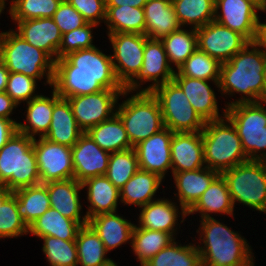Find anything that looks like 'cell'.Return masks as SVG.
Returning <instances> with one entry per match:
<instances>
[{
  "instance_id": "cell-38",
  "label": "cell",
  "mask_w": 266,
  "mask_h": 266,
  "mask_svg": "<svg viewBox=\"0 0 266 266\" xmlns=\"http://www.w3.org/2000/svg\"><path fill=\"white\" fill-rule=\"evenodd\" d=\"M181 27L189 24L197 29L215 18V0H172Z\"/></svg>"
},
{
  "instance_id": "cell-42",
  "label": "cell",
  "mask_w": 266,
  "mask_h": 266,
  "mask_svg": "<svg viewBox=\"0 0 266 266\" xmlns=\"http://www.w3.org/2000/svg\"><path fill=\"white\" fill-rule=\"evenodd\" d=\"M220 70L221 63L218 60L197 48L178 68L177 72L181 76L212 80L219 87Z\"/></svg>"
},
{
  "instance_id": "cell-44",
  "label": "cell",
  "mask_w": 266,
  "mask_h": 266,
  "mask_svg": "<svg viewBox=\"0 0 266 266\" xmlns=\"http://www.w3.org/2000/svg\"><path fill=\"white\" fill-rule=\"evenodd\" d=\"M9 9L11 19L25 21L36 18H52L62 0H12Z\"/></svg>"
},
{
  "instance_id": "cell-53",
  "label": "cell",
  "mask_w": 266,
  "mask_h": 266,
  "mask_svg": "<svg viewBox=\"0 0 266 266\" xmlns=\"http://www.w3.org/2000/svg\"><path fill=\"white\" fill-rule=\"evenodd\" d=\"M106 6H127L143 8L147 0H105Z\"/></svg>"
},
{
  "instance_id": "cell-48",
  "label": "cell",
  "mask_w": 266,
  "mask_h": 266,
  "mask_svg": "<svg viewBox=\"0 0 266 266\" xmlns=\"http://www.w3.org/2000/svg\"><path fill=\"white\" fill-rule=\"evenodd\" d=\"M52 18L62 35L87 23L83 16L68 1L61 2Z\"/></svg>"
},
{
  "instance_id": "cell-56",
  "label": "cell",
  "mask_w": 266,
  "mask_h": 266,
  "mask_svg": "<svg viewBox=\"0 0 266 266\" xmlns=\"http://www.w3.org/2000/svg\"><path fill=\"white\" fill-rule=\"evenodd\" d=\"M101 266H117V265H116V263L113 262V260H110L109 262H107L106 264L101 265Z\"/></svg>"
},
{
  "instance_id": "cell-6",
  "label": "cell",
  "mask_w": 266,
  "mask_h": 266,
  "mask_svg": "<svg viewBox=\"0 0 266 266\" xmlns=\"http://www.w3.org/2000/svg\"><path fill=\"white\" fill-rule=\"evenodd\" d=\"M0 60L12 73H23L36 80L46 74V82L52 86L55 61L45 51L29 44L16 31L1 32Z\"/></svg>"
},
{
  "instance_id": "cell-13",
  "label": "cell",
  "mask_w": 266,
  "mask_h": 266,
  "mask_svg": "<svg viewBox=\"0 0 266 266\" xmlns=\"http://www.w3.org/2000/svg\"><path fill=\"white\" fill-rule=\"evenodd\" d=\"M39 138L37 141L34 137L33 147L41 183L74 178L71 147Z\"/></svg>"
},
{
  "instance_id": "cell-32",
  "label": "cell",
  "mask_w": 266,
  "mask_h": 266,
  "mask_svg": "<svg viewBox=\"0 0 266 266\" xmlns=\"http://www.w3.org/2000/svg\"><path fill=\"white\" fill-rule=\"evenodd\" d=\"M86 133L103 150L110 153L133 148L124 124L116 113L110 119L90 128Z\"/></svg>"
},
{
  "instance_id": "cell-34",
  "label": "cell",
  "mask_w": 266,
  "mask_h": 266,
  "mask_svg": "<svg viewBox=\"0 0 266 266\" xmlns=\"http://www.w3.org/2000/svg\"><path fill=\"white\" fill-rule=\"evenodd\" d=\"M17 198V210L19 216L29 227L37 218L47 211L50 205L47 186L38 184L24 187L13 192Z\"/></svg>"
},
{
  "instance_id": "cell-14",
  "label": "cell",
  "mask_w": 266,
  "mask_h": 266,
  "mask_svg": "<svg viewBox=\"0 0 266 266\" xmlns=\"http://www.w3.org/2000/svg\"><path fill=\"white\" fill-rule=\"evenodd\" d=\"M197 45L221 64L228 62L249 42L243 35L213 20L196 29Z\"/></svg>"
},
{
  "instance_id": "cell-11",
  "label": "cell",
  "mask_w": 266,
  "mask_h": 266,
  "mask_svg": "<svg viewBox=\"0 0 266 266\" xmlns=\"http://www.w3.org/2000/svg\"><path fill=\"white\" fill-rule=\"evenodd\" d=\"M108 36L113 46L111 58L115 76L125 88L140 73L148 37L136 33H111Z\"/></svg>"
},
{
  "instance_id": "cell-39",
  "label": "cell",
  "mask_w": 266,
  "mask_h": 266,
  "mask_svg": "<svg viewBox=\"0 0 266 266\" xmlns=\"http://www.w3.org/2000/svg\"><path fill=\"white\" fill-rule=\"evenodd\" d=\"M28 234V227L19 216L17 198L13 191L0 186V238Z\"/></svg>"
},
{
  "instance_id": "cell-58",
  "label": "cell",
  "mask_w": 266,
  "mask_h": 266,
  "mask_svg": "<svg viewBox=\"0 0 266 266\" xmlns=\"http://www.w3.org/2000/svg\"><path fill=\"white\" fill-rule=\"evenodd\" d=\"M264 74H265V81H266V63H265V71H264Z\"/></svg>"
},
{
  "instance_id": "cell-55",
  "label": "cell",
  "mask_w": 266,
  "mask_h": 266,
  "mask_svg": "<svg viewBox=\"0 0 266 266\" xmlns=\"http://www.w3.org/2000/svg\"><path fill=\"white\" fill-rule=\"evenodd\" d=\"M262 11H266V0H252Z\"/></svg>"
},
{
  "instance_id": "cell-10",
  "label": "cell",
  "mask_w": 266,
  "mask_h": 266,
  "mask_svg": "<svg viewBox=\"0 0 266 266\" xmlns=\"http://www.w3.org/2000/svg\"><path fill=\"white\" fill-rule=\"evenodd\" d=\"M157 98L164 127L172 132H201L205 121L195 111L182 89L170 81L151 91Z\"/></svg>"
},
{
  "instance_id": "cell-30",
  "label": "cell",
  "mask_w": 266,
  "mask_h": 266,
  "mask_svg": "<svg viewBox=\"0 0 266 266\" xmlns=\"http://www.w3.org/2000/svg\"><path fill=\"white\" fill-rule=\"evenodd\" d=\"M81 227L78 222L64 217L50 207L28 227V232L37 237L53 236L69 241L76 240Z\"/></svg>"
},
{
  "instance_id": "cell-27",
  "label": "cell",
  "mask_w": 266,
  "mask_h": 266,
  "mask_svg": "<svg viewBox=\"0 0 266 266\" xmlns=\"http://www.w3.org/2000/svg\"><path fill=\"white\" fill-rule=\"evenodd\" d=\"M88 224L99 235L107 252L132 239L134 224L116 212L98 214L91 217Z\"/></svg>"
},
{
  "instance_id": "cell-28",
  "label": "cell",
  "mask_w": 266,
  "mask_h": 266,
  "mask_svg": "<svg viewBox=\"0 0 266 266\" xmlns=\"http://www.w3.org/2000/svg\"><path fill=\"white\" fill-rule=\"evenodd\" d=\"M60 98L53 89L52 98L38 95L27 102L26 120L28 125L17 123V131L32 138L38 133L40 137H44L49 131L53 106Z\"/></svg>"
},
{
  "instance_id": "cell-18",
  "label": "cell",
  "mask_w": 266,
  "mask_h": 266,
  "mask_svg": "<svg viewBox=\"0 0 266 266\" xmlns=\"http://www.w3.org/2000/svg\"><path fill=\"white\" fill-rule=\"evenodd\" d=\"M71 153L74 179L78 182L106 174L110 152L103 150L87 133L80 136Z\"/></svg>"
},
{
  "instance_id": "cell-37",
  "label": "cell",
  "mask_w": 266,
  "mask_h": 266,
  "mask_svg": "<svg viewBox=\"0 0 266 266\" xmlns=\"http://www.w3.org/2000/svg\"><path fill=\"white\" fill-rule=\"evenodd\" d=\"M78 265L101 266L111 259L105 258L107 251L99 235L89 225L82 226L76 237Z\"/></svg>"
},
{
  "instance_id": "cell-21",
  "label": "cell",
  "mask_w": 266,
  "mask_h": 266,
  "mask_svg": "<svg viewBox=\"0 0 266 266\" xmlns=\"http://www.w3.org/2000/svg\"><path fill=\"white\" fill-rule=\"evenodd\" d=\"M219 174L218 171L208 167L173 173L178 190L177 196L182 210V218L188 215L187 212L195 205Z\"/></svg>"
},
{
  "instance_id": "cell-49",
  "label": "cell",
  "mask_w": 266,
  "mask_h": 266,
  "mask_svg": "<svg viewBox=\"0 0 266 266\" xmlns=\"http://www.w3.org/2000/svg\"><path fill=\"white\" fill-rule=\"evenodd\" d=\"M84 18L87 23L98 25L106 19L105 0H67Z\"/></svg>"
},
{
  "instance_id": "cell-45",
  "label": "cell",
  "mask_w": 266,
  "mask_h": 266,
  "mask_svg": "<svg viewBox=\"0 0 266 266\" xmlns=\"http://www.w3.org/2000/svg\"><path fill=\"white\" fill-rule=\"evenodd\" d=\"M44 240L43 252L51 266H77L78 254L75 240L65 241L53 236L40 237Z\"/></svg>"
},
{
  "instance_id": "cell-50",
  "label": "cell",
  "mask_w": 266,
  "mask_h": 266,
  "mask_svg": "<svg viewBox=\"0 0 266 266\" xmlns=\"http://www.w3.org/2000/svg\"><path fill=\"white\" fill-rule=\"evenodd\" d=\"M17 131V122L12 119L0 118V149Z\"/></svg>"
},
{
  "instance_id": "cell-23",
  "label": "cell",
  "mask_w": 266,
  "mask_h": 266,
  "mask_svg": "<svg viewBox=\"0 0 266 266\" xmlns=\"http://www.w3.org/2000/svg\"><path fill=\"white\" fill-rule=\"evenodd\" d=\"M48 190L50 205L64 217L78 222L81 226L88 224V218L80 217L82 206L79 201V191L83 189L81 182L71 178L62 181L45 183Z\"/></svg>"
},
{
  "instance_id": "cell-9",
  "label": "cell",
  "mask_w": 266,
  "mask_h": 266,
  "mask_svg": "<svg viewBox=\"0 0 266 266\" xmlns=\"http://www.w3.org/2000/svg\"><path fill=\"white\" fill-rule=\"evenodd\" d=\"M236 201L266 213V161L249 160L220 173Z\"/></svg>"
},
{
  "instance_id": "cell-7",
  "label": "cell",
  "mask_w": 266,
  "mask_h": 266,
  "mask_svg": "<svg viewBox=\"0 0 266 266\" xmlns=\"http://www.w3.org/2000/svg\"><path fill=\"white\" fill-rule=\"evenodd\" d=\"M115 113L124 124L132 147L164 128L162 112L152 92H137L124 101Z\"/></svg>"
},
{
  "instance_id": "cell-35",
  "label": "cell",
  "mask_w": 266,
  "mask_h": 266,
  "mask_svg": "<svg viewBox=\"0 0 266 266\" xmlns=\"http://www.w3.org/2000/svg\"><path fill=\"white\" fill-rule=\"evenodd\" d=\"M105 23L111 33H136L145 35L144 9L127 6H106Z\"/></svg>"
},
{
  "instance_id": "cell-36",
  "label": "cell",
  "mask_w": 266,
  "mask_h": 266,
  "mask_svg": "<svg viewBox=\"0 0 266 266\" xmlns=\"http://www.w3.org/2000/svg\"><path fill=\"white\" fill-rule=\"evenodd\" d=\"M175 238L167 232L139 228L134 225L131 246L137 255L141 266L164 249Z\"/></svg>"
},
{
  "instance_id": "cell-16",
  "label": "cell",
  "mask_w": 266,
  "mask_h": 266,
  "mask_svg": "<svg viewBox=\"0 0 266 266\" xmlns=\"http://www.w3.org/2000/svg\"><path fill=\"white\" fill-rule=\"evenodd\" d=\"M256 10L261 9L252 0H215L214 20L254 42L259 22Z\"/></svg>"
},
{
  "instance_id": "cell-46",
  "label": "cell",
  "mask_w": 266,
  "mask_h": 266,
  "mask_svg": "<svg viewBox=\"0 0 266 266\" xmlns=\"http://www.w3.org/2000/svg\"><path fill=\"white\" fill-rule=\"evenodd\" d=\"M97 25L86 23L84 26L74 29L62 35L60 47L58 49V59L67 54L81 49L94 47L92 43L91 29Z\"/></svg>"
},
{
  "instance_id": "cell-25",
  "label": "cell",
  "mask_w": 266,
  "mask_h": 266,
  "mask_svg": "<svg viewBox=\"0 0 266 266\" xmlns=\"http://www.w3.org/2000/svg\"><path fill=\"white\" fill-rule=\"evenodd\" d=\"M143 9L148 38L161 39L181 27L172 0H147Z\"/></svg>"
},
{
  "instance_id": "cell-26",
  "label": "cell",
  "mask_w": 266,
  "mask_h": 266,
  "mask_svg": "<svg viewBox=\"0 0 266 266\" xmlns=\"http://www.w3.org/2000/svg\"><path fill=\"white\" fill-rule=\"evenodd\" d=\"M82 187H88V211L86 217L88 220L98 214L116 212L120 190L105 176H96L84 180Z\"/></svg>"
},
{
  "instance_id": "cell-51",
  "label": "cell",
  "mask_w": 266,
  "mask_h": 266,
  "mask_svg": "<svg viewBox=\"0 0 266 266\" xmlns=\"http://www.w3.org/2000/svg\"><path fill=\"white\" fill-rule=\"evenodd\" d=\"M17 107V103L6 93L0 92V118H9L13 108Z\"/></svg>"
},
{
  "instance_id": "cell-33",
  "label": "cell",
  "mask_w": 266,
  "mask_h": 266,
  "mask_svg": "<svg viewBox=\"0 0 266 266\" xmlns=\"http://www.w3.org/2000/svg\"><path fill=\"white\" fill-rule=\"evenodd\" d=\"M178 206L167 199H158L142 206L139 216V228L164 231L172 236L178 217Z\"/></svg>"
},
{
  "instance_id": "cell-22",
  "label": "cell",
  "mask_w": 266,
  "mask_h": 266,
  "mask_svg": "<svg viewBox=\"0 0 266 266\" xmlns=\"http://www.w3.org/2000/svg\"><path fill=\"white\" fill-rule=\"evenodd\" d=\"M173 81L182 89L190 104L205 121L221 119L214 91L208 80L181 76L175 72Z\"/></svg>"
},
{
  "instance_id": "cell-31",
  "label": "cell",
  "mask_w": 266,
  "mask_h": 266,
  "mask_svg": "<svg viewBox=\"0 0 266 266\" xmlns=\"http://www.w3.org/2000/svg\"><path fill=\"white\" fill-rule=\"evenodd\" d=\"M162 178L157 174L139 169L120 189L121 202L142 207L154 201Z\"/></svg>"
},
{
  "instance_id": "cell-43",
  "label": "cell",
  "mask_w": 266,
  "mask_h": 266,
  "mask_svg": "<svg viewBox=\"0 0 266 266\" xmlns=\"http://www.w3.org/2000/svg\"><path fill=\"white\" fill-rule=\"evenodd\" d=\"M138 170L137 155L131 148L110 154L105 176L120 190Z\"/></svg>"
},
{
  "instance_id": "cell-20",
  "label": "cell",
  "mask_w": 266,
  "mask_h": 266,
  "mask_svg": "<svg viewBox=\"0 0 266 266\" xmlns=\"http://www.w3.org/2000/svg\"><path fill=\"white\" fill-rule=\"evenodd\" d=\"M16 22H18V32H16L18 35L32 46L45 51L54 61L58 59L62 34L53 18L45 17Z\"/></svg>"
},
{
  "instance_id": "cell-59",
  "label": "cell",
  "mask_w": 266,
  "mask_h": 266,
  "mask_svg": "<svg viewBox=\"0 0 266 266\" xmlns=\"http://www.w3.org/2000/svg\"><path fill=\"white\" fill-rule=\"evenodd\" d=\"M2 11H3V9H2L1 6H0V15H1Z\"/></svg>"
},
{
  "instance_id": "cell-4",
  "label": "cell",
  "mask_w": 266,
  "mask_h": 266,
  "mask_svg": "<svg viewBox=\"0 0 266 266\" xmlns=\"http://www.w3.org/2000/svg\"><path fill=\"white\" fill-rule=\"evenodd\" d=\"M34 138L16 131L0 149V185L11 191L41 183Z\"/></svg>"
},
{
  "instance_id": "cell-19",
  "label": "cell",
  "mask_w": 266,
  "mask_h": 266,
  "mask_svg": "<svg viewBox=\"0 0 266 266\" xmlns=\"http://www.w3.org/2000/svg\"><path fill=\"white\" fill-rule=\"evenodd\" d=\"M170 150L172 174L206 167L201 132H173Z\"/></svg>"
},
{
  "instance_id": "cell-54",
  "label": "cell",
  "mask_w": 266,
  "mask_h": 266,
  "mask_svg": "<svg viewBox=\"0 0 266 266\" xmlns=\"http://www.w3.org/2000/svg\"><path fill=\"white\" fill-rule=\"evenodd\" d=\"M9 73L4 63L0 60V92H5Z\"/></svg>"
},
{
  "instance_id": "cell-3",
  "label": "cell",
  "mask_w": 266,
  "mask_h": 266,
  "mask_svg": "<svg viewBox=\"0 0 266 266\" xmlns=\"http://www.w3.org/2000/svg\"><path fill=\"white\" fill-rule=\"evenodd\" d=\"M204 246H197L202 266H254L252 252L238 233L212 218L202 219Z\"/></svg>"
},
{
  "instance_id": "cell-24",
  "label": "cell",
  "mask_w": 266,
  "mask_h": 266,
  "mask_svg": "<svg viewBox=\"0 0 266 266\" xmlns=\"http://www.w3.org/2000/svg\"><path fill=\"white\" fill-rule=\"evenodd\" d=\"M84 132L79 128L67 99L60 98L53 106L49 131L44 136L51 142L73 147Z\"/></svg>"
},
{
  "instance_id": "cell-8",
  "label": "cell",
  "mask_w": 266,
  "mask_h": 266,
  "mask_svg": "<svg viewBox=\"0 0 266 266\" xmlns=\"http://www.w3.org/2000/svg\"><path fill=\"white\" fill-rule=\"evenodd\" d=\"M260 102H240L226 106L225 117L234 125L249 160L266 161V108Z\"/></svg>"
},
{
  "instance_id": "cell-40",
  "label": "cell",
  "mask_w": 266,
  "mask_h": 266,
  "mask_svg": "<svg viewBox=\"0 0 266 266\" xmlns=\"http://www.w3.org/2000/svg\"><path fill=\"white\" fill-rule=\"evenodd\" d=\"M160 40L163 43L169 62L174 63L177 70L198 48L195 28L190 32L179 28Z\"/></svg>"
},
{
  "instance_id": "cell-2",
  "label": "cell",
  "mask_w": 266,
  "mask_h": 266,
  "mask_svg": "<svg viewBox=\"0 0 266 266\" xmlns=\"http://www.w3.org/2000/svg\"><path fill=\"white\" fill-rule=\"evenodd\" d=\"M249 47H252L251 51ZM265 63L266 55L254 42H248L228 62L221 64L218 88L222 93L229 92L232 95L237 92L246 95L227 106L240 102L266 101Z\"/></svg>"
},
{
  "instance_id": "cell-41",
  "label": "cell",
  "mask_w": 266,
  "mask_h": 266,
  "mask_svg": "<svg viewBox=\"0 0 266 266\" xmlns=\"http://www.w3.org/2000/svg\"><path fill=\"white\" fill-rule=\"evenodd\" d=\"M143 266H202V262L195 244L182 246L173 241Z\"/></svg>"
},
{
  "instance_id": "cell-52",
  "label": "cell",
  "mask_w": 266,
  "mask_h": 266,
  "mask_svg": "<svg viewBox=\"0 0 266 266\" xmlns=\"http://www.w3.org/2000/svg\"><path fill=\"white\" fill-rule=\"evenodd\" d=\"M254 43L257 47H263L264 50L261 51L266 55V23L258 22Z\"/></svg>"
},
{
  "instance_id": "cell-17",
  "label": "cell",
  "mask_w": 266,
  "mask_h": 266,
  "mask_svg": "<svg viewBox=\"0 0 266 266\" xmlns=\"http://www.w3.org/2000/svg\"><path fill=\"white\" fill-rule=\"evenodd\" d=\"M172 136L173 132L164 127L133 147L139 169L157 174L163 179L167 169H172L170 150Z\"/></svg>"
},
{
  "instance_id": "cell-1",
  "label": "cell",
  "mask_w": 266,
  "mask_h": 266,
  "mask_svg": "<svg viewBox=\"0 0 266 266\" xmlns=\"http://www.w3.org/2000/svg\"><path fill=\"white\" fill-rule=\"evenodd\" d=\"M52 87L64 99L105 89H125L115 76L111 55L95 46L57 59Z\"/></svg>"
},
{
  "instance_id": "cell-15",
  "label": "cell",
  "mask_w": 266,
  "mask_h": 266,
  "mask_svg": "<svg viewBox=\"0 0 266 266\" xmlns=\"http://www.w3.org/2000/svg\"><path fill=\"white\" fill-rule=\"evenodd\" d=\"M172 68L169 65L168 56L166 55L162 41L160 39L147 38L140 73L135 77L136 80H132L125 89L129 92L132 90L135 91L140 86V83L154 81L152 85L141 90V92H151L156 87L173 81L175 70ZM137 79L140 80V83Z\"/></svg>"
},
{
  "instance_id": "cell-5",
  "label": "cell",
  "mask_w": 266,
  "mask_h": 266,
  "mask_svg": "<svg viewBox=\"0 0 266 266\" xmlns=\"http://www.w3.org/2000/svg\"><path fill=\"white\" fill-rule=\"evenodd\" d=\"M225 112V120L208 121L201 131L206 167L219 173L249 161L240 137L232 122L225 117Z\"/></svg>"
},
{
  "instance_id": "cell-29",
  "label": "cell",
  "mask_w": 266,
  "mask_h": 266,
  "mask_svg": "<svg viewBox=\"0 0 266 266\" xmlns=\"http://www.w3.org/2000/svg\"><path fill=\"white\" fill-rule=\"evenodd\" d=\"M233 210L234 205L226 181L219 174L187 214L199 211L201 219H207L212 218L208 213H224L232 216Z\"/></svg>"
},
{
  "instance_id": "cell-47",
  "label": "cell",
  "mask_w": 266,
  "mask_h": 266,
  "mask_svg": "<svg viewBox=\"0 0 266 266\" xmlns=\"http://www.w3.org/2000/svg\"><path fill=\"white\" fill-rule=\"evenodd\" d=\"M36 79L23 73H9L5 92L18 104L22 101L29 102L37 97L34 95Z\"/></svg>"
},
{
  "instance_id": "cell-12",
  "label": "cell",
  "mask_w": 266,
  "mask_h": 266,
  "mask_svg": "<svg viewBox=\"0 0 266 266\" xmlns=\"http://www.w3.org/2000/svg\"><path fill=\"white\" fill-rule=\"evenodd\" d=\"M126 89H105L88 95L66 98L79 128L86 133L90 128L110 119L115 113L113 108L120 95H126Z\"/></svg>"
},
{
  "instance_id": "cell-57",
  "label": "cell",
  "mask_w": 266,
  "mask_h": 266,
  "mask_svg": "<svg viewBox=\"0 0 266 266\" xmlns=\"http://www.w3.org/2000/svg\"><path fill=\"white\" fill-rule=\"evenodd\" d=\"M0 6L2 9L5 7V0H0Z\"/></svg>"
}]
</instances>
